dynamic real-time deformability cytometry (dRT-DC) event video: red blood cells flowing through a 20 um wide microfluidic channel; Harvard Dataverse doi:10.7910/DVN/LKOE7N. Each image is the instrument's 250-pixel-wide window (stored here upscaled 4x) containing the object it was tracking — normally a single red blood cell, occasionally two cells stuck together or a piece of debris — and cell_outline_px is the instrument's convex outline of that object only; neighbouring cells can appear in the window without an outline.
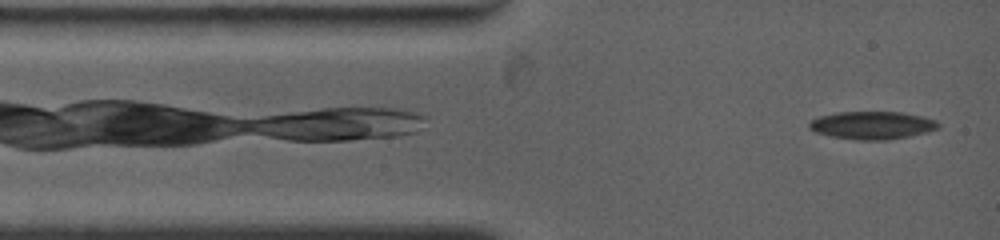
{"species": "common noctule bat (a hibernating species)", "species_latin": "Nyctalus noctula", "temperature_condition": "warm", "stored_images_in_passage": 13, "camera_frame_rate_fps": 4500, "um_per_image_px": 0.085, "animal": {"sex": "female", "body_mass_g": 19.0, "forearm_length_mm": 53.3}, "frame": {"image": 1, "passage_image": 1, "time_ms": 0.0, "image_size_px": [1000, 240], "cell_outline_px": [[940, 124], [936, 128], [924, 132], [908, 136], [888, 140], [860, 140], [832, 136], [816, 132], [808, 128], [808, 124], [812, 120], [820, 116], [836, 112], [900, 112], [920, 116], [936, 120]], "centroid_in_image_um": [74.1, 10.64], "position_along_channel_um": 10.9, "area_um2": 20.63}}
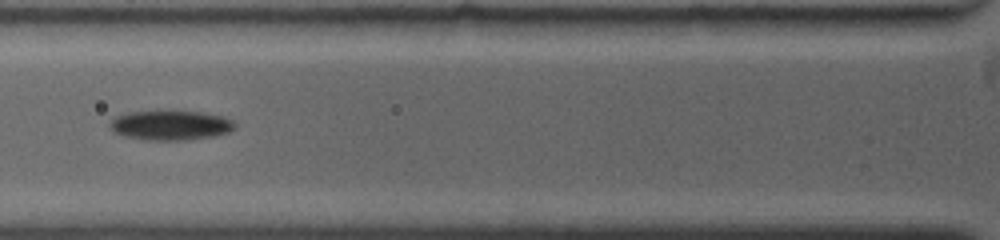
{"frame": {"image": 2, "passage_image": 10, "time_ms": 3.556, "image_size_px": [1000, 240], "cell_outline_px": [[236, 124], [228, 132], [212, 136], [188, 140], [148, 140], [124, 136], [112, 132], [108, 124], [116, 116], [128, 112], [200, 112], [220, 116], [232, 120]], "centroid_in_image_um": [14.44, 10.66], "position_along_channel_um": 111.4, "area_um2": 21.21}}
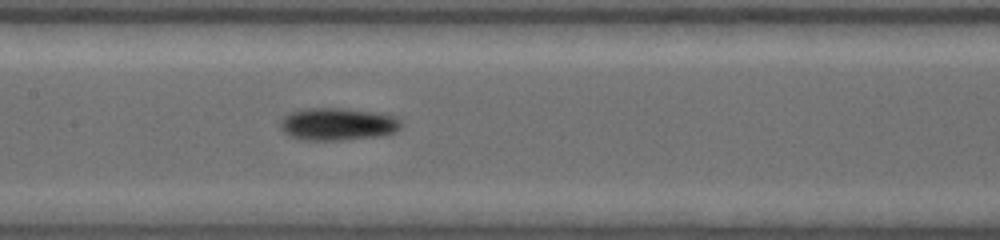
{"frame": {"image": 3, "passage_image": 13, "time_ms": 5.333, "image_size_px": [1000, 240], "cell_outline_px": [[404, 124], [396, 132], [380, 136], [344, 140], [300, 140], [288, 136], [280, 128], [280, 120], [288, 112], [300, 108], [344, 108], [372, 112], [396, 116]], "centroid_in_image_um": [28.67, 10.55], "position_along_channel_um": 178.7, "area_um2": 23.35}}